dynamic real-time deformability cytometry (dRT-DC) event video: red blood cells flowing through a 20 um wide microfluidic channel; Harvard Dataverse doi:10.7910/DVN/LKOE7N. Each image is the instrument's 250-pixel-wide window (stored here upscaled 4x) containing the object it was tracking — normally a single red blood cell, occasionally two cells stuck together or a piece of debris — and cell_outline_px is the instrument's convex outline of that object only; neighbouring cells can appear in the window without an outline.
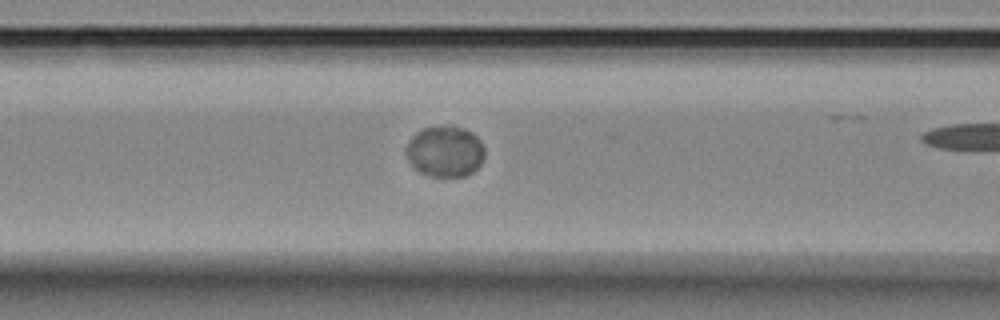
{"species": "Egyptian fruit bat (a non-hibernating species)", "species_latin": "Rousettus aegyptiacus", "temperature_condition": "room temperature", "stored_images_in_passage": 5, "camera_frame_rate_fps": 3000, "um_per_image_px": 0.085, "animal": {"sex": "female"}, "frame": {"image": 1, "passage_image": 4, "time_ms": 1.0, "image_size_px": [1000, 320], "cell_outline_px": [[484, 156], [480, 164], [472, 172], [464, 176], [428, 176], [420, 172], [408, 160], [404, 152], [404, 148], [408, 140], [416, 132], [424, 128], [444, 124], [452, 124], [464, 128], [472, 132], [480, 140], [484, 148]], "centroid_in_image_um": [37.8, 12.83], "position_along_channel_um": 128.8, "area_um2": 23.76}}